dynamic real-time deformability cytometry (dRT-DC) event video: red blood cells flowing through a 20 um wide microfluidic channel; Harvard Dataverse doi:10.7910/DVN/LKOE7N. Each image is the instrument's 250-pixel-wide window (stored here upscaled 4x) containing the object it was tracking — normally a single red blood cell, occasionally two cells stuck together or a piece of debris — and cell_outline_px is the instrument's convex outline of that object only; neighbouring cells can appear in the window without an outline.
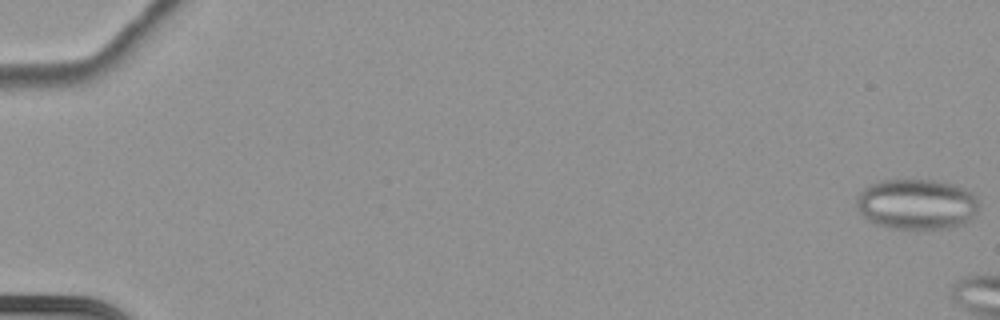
{"species": "common noctule bat (a hibernating species)", "species_latin": "Nyctalus noctula", "temperature_condition": "cold", "stored_images_in_passage": 15, "camera_frame_rate_fps": 3000, "um_per_image_px": 0.085, "animal": {"sex": "female", "body_mass_g": 22.7, "forearm_length_mm": 54.2}, "frame": {"image": 1, "passage_image": 1, "time_ms": 0.0, "image_size_px": [1000, 320], "cell_outline_px": [[976, 212], [964, 224], [948, 228], [888, 228], [876, 224], [868, 220], [860, 212], [856, 204], [856, 196], [864, 188], [880, 180], [932, 180], [952, 184], [964, 188], [972, 192], [976, 200]], "centroid_in_image_um": [77.88, 17.35], "position_along_channel_um": 7.1, "area_um2": 35.72}}